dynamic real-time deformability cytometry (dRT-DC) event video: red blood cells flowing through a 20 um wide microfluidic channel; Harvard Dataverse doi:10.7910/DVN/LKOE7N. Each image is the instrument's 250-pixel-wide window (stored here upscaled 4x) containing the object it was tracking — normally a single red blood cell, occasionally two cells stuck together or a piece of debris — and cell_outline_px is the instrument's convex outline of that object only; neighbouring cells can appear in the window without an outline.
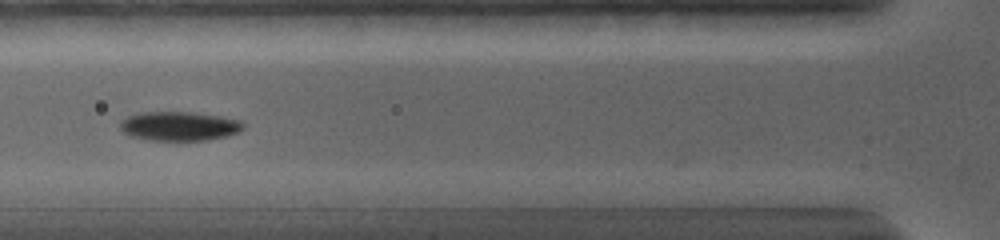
{"species": "common noctule bat (a hibernating species)", "species_latin": "Nyctalus noctula", "temperature_condition": "warm", "stored_images_in_passage": 16, "camera_frame_rate_fps": 5000, "um_per_image_px": 0.085, "animal": {"sex": "female", "body_mass_g": 19.0, "forearm_length_mm": 56.7}, "frame": {"image": 1, "passage_image": 6, "time_ms": 4.8, "image_size_px": [1000, 240], "cell_outline_px": [[244, 128], [236, 132], [224, 136], [208, 140], [152, 140], [128, 136], [120, 128], [120, 120], [128, 116], [140, 112], [192, 112], [220, 116], [240, 120], [244, 124]], "centroid_in_image_um": [15.2, 10.71], "position_along_channel_um": 110.6, "area_um2": 20.87}}
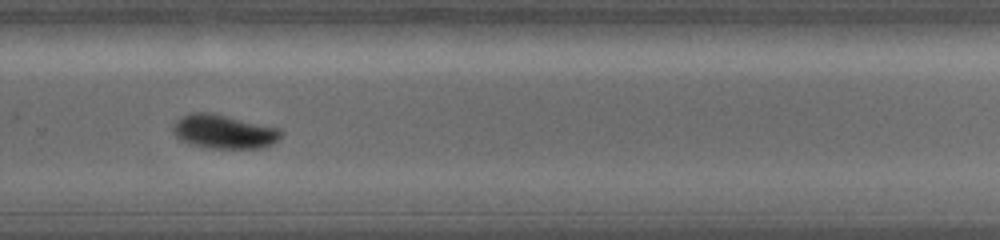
{"frame": {"image": 2, "passage_image": 12, "time_ms": 10.2, "image_size_px": [1000, 240], "cell_outline_px": [[284, 132], [272, 144], [264, 148], [208, 148], [188, 144], [180, 140], [176, 136], [172, 128], [176, 120], [192, 112], [212, 112], [280, 128]], "centroid_in_image_um": [19.03, 11.19], "position_along_channel_um": 310.8, "area_um2": 21.5}}
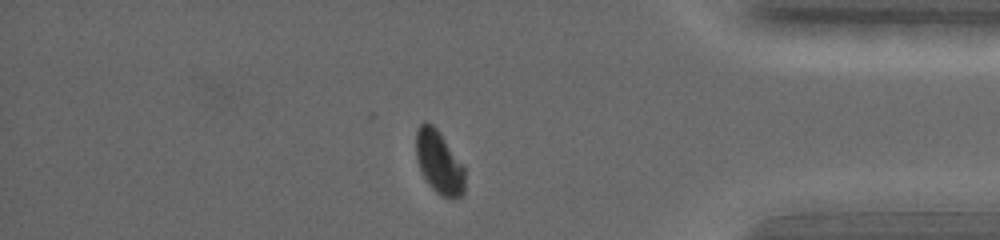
{"frame": {"image": 3, "passage_image": 15, "time_ms": 13.2, "image_size_px": [1000, 240], "cell_outline_px": [[464, 192], [460, 196], [444, 196], [436, 192], [432, 188], [424, 176], [420, 168], [416, 156], [416, 132], [420, 124], [424, 120], [432, 124], [440, 132], [464, 164]], "centroid_in_image_um": [37.32, 13.73], "position_along_channel_um": 397.9, "area_um2": 17.8}, "authors_computed_cell_mechanics": {"area_um2": 20.7502, "velocity_mm_per_s": 3.7154, "shape_relaxation_time_tau1_ms": 2.2447, "shape_relaxation_time_tau2_ms": 0.5294, "deformation_change_tau1": 0.1029, "deformation_change_tau2": 0.0096}}